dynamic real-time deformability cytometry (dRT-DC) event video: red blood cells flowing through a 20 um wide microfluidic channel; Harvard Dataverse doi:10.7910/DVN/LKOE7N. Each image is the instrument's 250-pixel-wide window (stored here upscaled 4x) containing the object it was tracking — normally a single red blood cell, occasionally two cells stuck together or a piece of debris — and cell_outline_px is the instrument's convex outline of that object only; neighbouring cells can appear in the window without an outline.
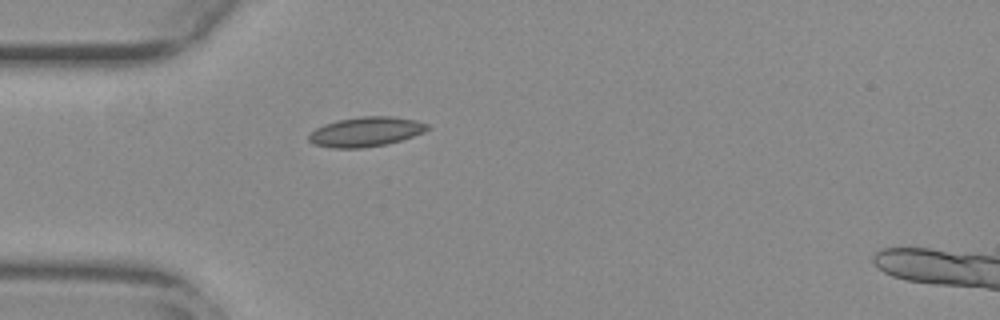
{"species": "common noctule bat (a hibernating species)", "species_latin": "Nyctalus noctula", "temperature_condition": "warm", "stored_images_in_passage": 40, "camera_frame_rate_fps": 3000, "um_per_image_px": 0.085, "animal": {"sex": "female", "body_mass_g": 29.2, "forearm_length_mm": 56.3}, "frame": {"image": 1, "passage_image": 1, "time_ms": 0.0, "image_size_px": [1000, 320], "cell_outline_px": [[432, 128], [424, 132], [388, 144], [364, 148], [332, 148], [312, 144], [308, 140], [308, 136], [316, 128], [324, 124], [336, 120], [360, 116], [392, 116], [416, 120], [428, 124]], "centroid_in_image_um": [31.09, 11.2], "position_along_channel_um": 53.9, "area_um2": 20.69}}
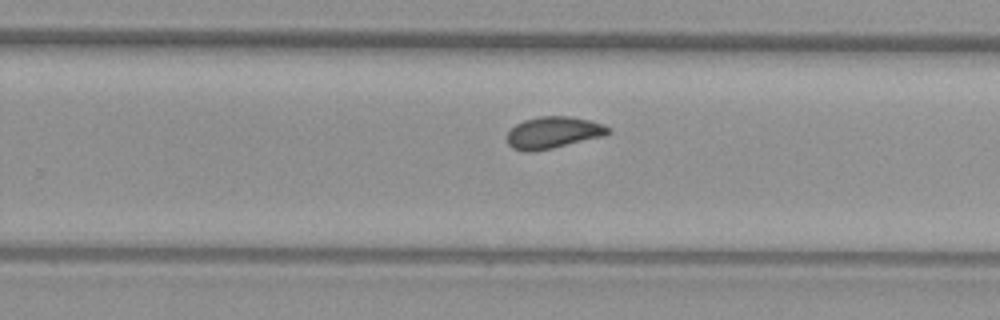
{"frame": {"image": 2, "passage_image": 20, "time_ms": 6.333, "image_size_px": [1000, 320], "cell_outline_px": [[612, 132], [604, 136], [552, 148], [532, 152], [524, 152], [512, 148], [508, 144], [508, 132], [516, 124], [524, 120], [540, 116], [568, 116], [588, 120], [604, 124], [612, 128]], "centroid_in_image_um": [47.05, 11.27], "position_along_channel_um": 282.8, "area_um2": 18.79}}
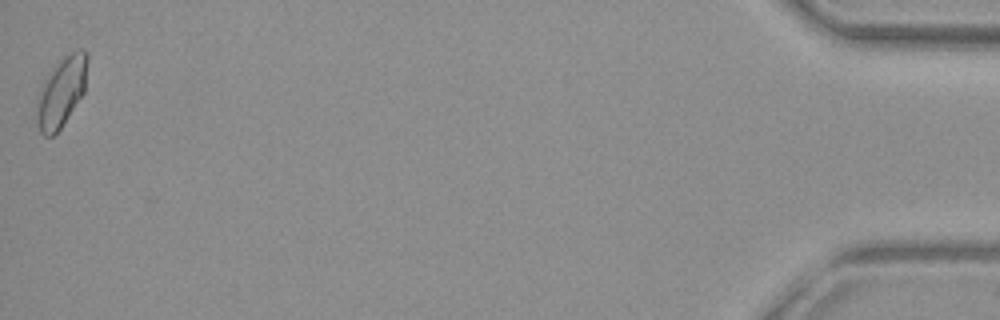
{"frame": {"image": 3, "passage_image": 40, "time_ms": 13.0, "image_size_px": [1000, 320], "cell_outline_px": [[88, 60], [84, 92], [60, 128], [52, 136], [44, 136], [40, 132], [36, 120], [36, 96], [44, 76], [56, 60], [80, 48], [88, 52]], "centroid_in_image_um": [5.17, 7.75], "position_along_channel_um": 430.0, "area_um2": 21.15}, "authors_computed_cell_mechanics": {"area_um2": 18.6116, "velocity_mm_per_s": 3.7355, "shape_relaxation_time_tau1_ms": 8.7372, "shape_relaxation_time_tau2_ms": 0.5781, "deformation_change_tau1": 0.1401, "deformation_change_tau2": 0.04}}